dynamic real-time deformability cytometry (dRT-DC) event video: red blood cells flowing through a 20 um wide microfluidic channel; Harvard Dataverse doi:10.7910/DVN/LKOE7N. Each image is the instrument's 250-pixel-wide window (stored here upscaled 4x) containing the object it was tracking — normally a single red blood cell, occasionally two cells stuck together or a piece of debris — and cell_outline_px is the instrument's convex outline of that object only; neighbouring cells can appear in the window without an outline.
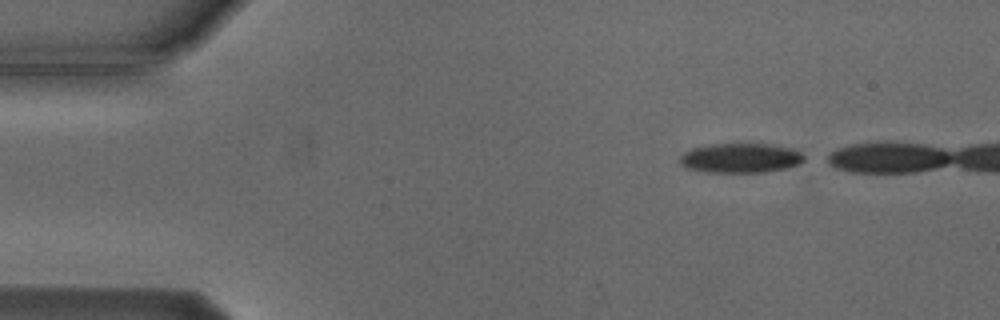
{"species": "Egyptian fruit bat (a non-hibernating species)", "species_latin": "Rousettus aegyptiacus", "temperature_condition": "cold", "stored_images_in_passage": 5, "camera_frame_rate_fps": 3000, "um_per_image_px": 0.085, "animal": {"sex": "male"}, "frame": {"image": 1, "passage_image": 1, "time_ms": 0.0, "image_size_px": [1000, 320], "cell_outline_px": [[804, 160], [800, 164], [788, 168], [764, 172], [704, 172], [684, 168], [680, 164], [680, 156], [684, 152], [692, 148], [708, 144], [772, 144], [792, 148], [800, 152], [804, 156]], "centroid_in_image_um": [62.93, 13.43], "position_along_channel_um": 22.1, "area_um2": 21.68}}
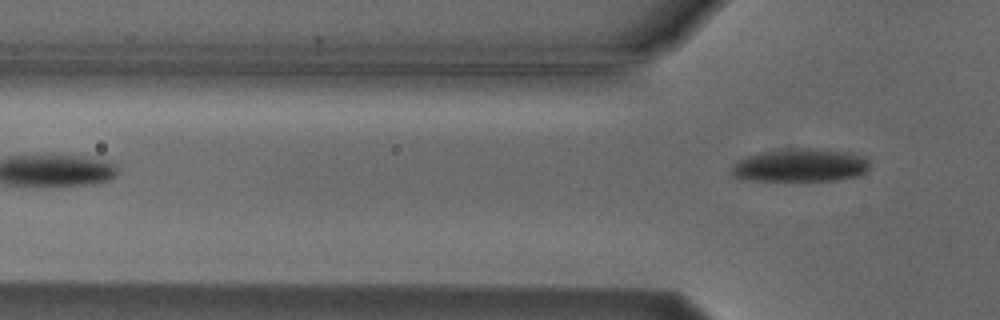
{"frame": {"image": 2, "passage_image": 5, "time_ms": 4.667, "image_size_px": [1000, 320], "cell_outline_px": [[868, 168], [860, 176], [836, 180], [752, 180], [732, 176], [728, 172], [732, 164], [736, 160], [744, 156], [756, 152], [780, 148], [816, 148], [848, 152], [864, 156], [868, 160]], "centroid_in_image_um": [67.94, 14.02], "position_along_channel_um": 57.9, "area_um2": 27.22}}